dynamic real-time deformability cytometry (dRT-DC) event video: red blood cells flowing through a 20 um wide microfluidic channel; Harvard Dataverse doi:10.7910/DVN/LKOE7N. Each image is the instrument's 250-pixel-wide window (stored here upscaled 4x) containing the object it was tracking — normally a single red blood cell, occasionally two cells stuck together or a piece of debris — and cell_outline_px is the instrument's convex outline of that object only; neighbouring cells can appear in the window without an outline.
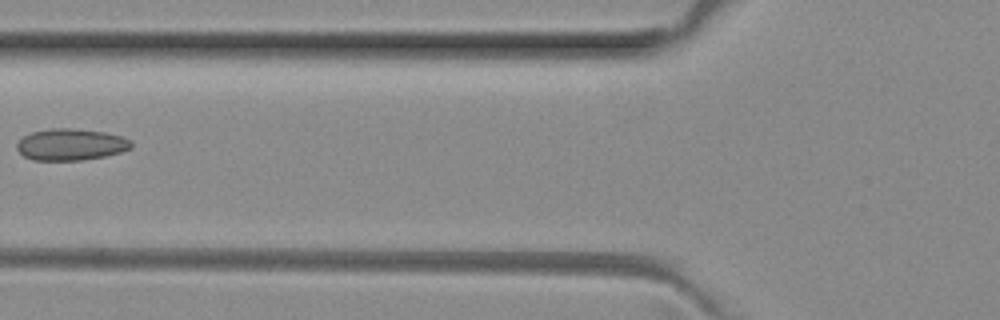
{"species": "common noctule bat (a hibernating species)", "species_latin": "Nyctalus noctula", "temperature_condition": "room temperature", "stored_images_in_passage": 6, "camera_frame_rate_fps": 3000, "um_per_image_px": 0.085, "animal": {"sex": "female", "body_mass_g": 29.2, "forearm_length_mm": 56.3}, "frame": {"image": 1, "passage_image": 4, "time_ms": 1.0, "image_size_px": [1000, 320], "cell_outline_px": [[132, 148], [120, 152], [104, 156], [80, 160], [32, 160], [24, 156], [16, 148], [16, 144], [24, 136], [32, 132], [52, 128], [72, 128], [104, 132], [120, 136], [132, 140]], "centroid_in_image_um": [6.02, 12.28], "position_along_channel_um": 119.8, "area_um2": 20.98}}
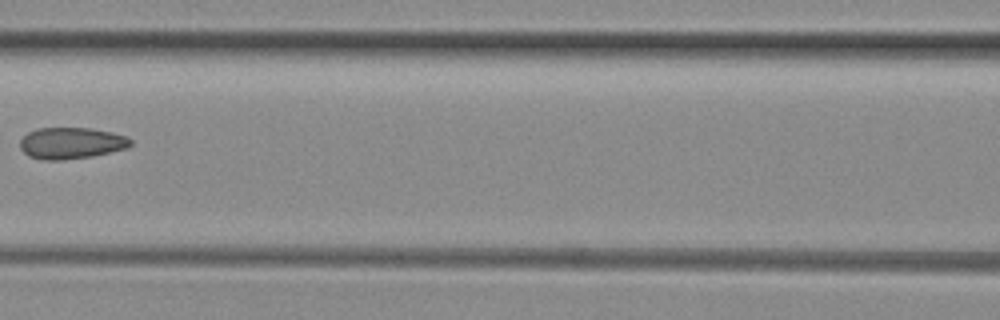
{"frame": {"image": 2, "passage_image": 5, "time_ms": 1.333, "image_size_px": [1000, 320], "cell_outline_px": [[132, 144], [128, 148], [92, 156], [64, 160], [40, 160], [28, 156], [20, 148], [20, 140], [28, 132], [36, 128], [92, 128], [112, 132], [128, 136], [132, 140]], "centroid_in_image_um": [6.07, 12.16], "position_along_channel_um": 160.5, "area_um2": 20.52}}
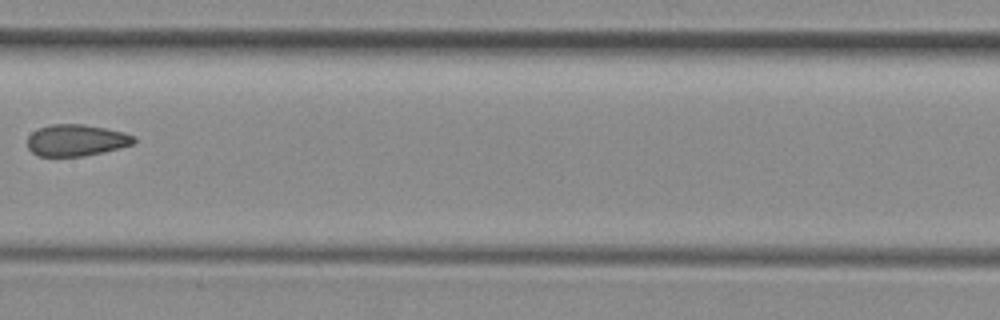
{"frame": {"image": 3, "passage_image": 6, "time_ms": 1.667, "image_size_px": [1000, 320], "cell_outline_px": [[136, 140], [132, 144], [120, 148], [104, 152], [84, 156], [36, 156], [28, 148], [28, 136], [32, 132], [40, 128], [52, 124], [84, 124], [124, 132], [136, 136]], "centroid_in_image_um": [6.49, 11.92], "position_along_channel_um": 200.9, "area_um2": 19.65}}